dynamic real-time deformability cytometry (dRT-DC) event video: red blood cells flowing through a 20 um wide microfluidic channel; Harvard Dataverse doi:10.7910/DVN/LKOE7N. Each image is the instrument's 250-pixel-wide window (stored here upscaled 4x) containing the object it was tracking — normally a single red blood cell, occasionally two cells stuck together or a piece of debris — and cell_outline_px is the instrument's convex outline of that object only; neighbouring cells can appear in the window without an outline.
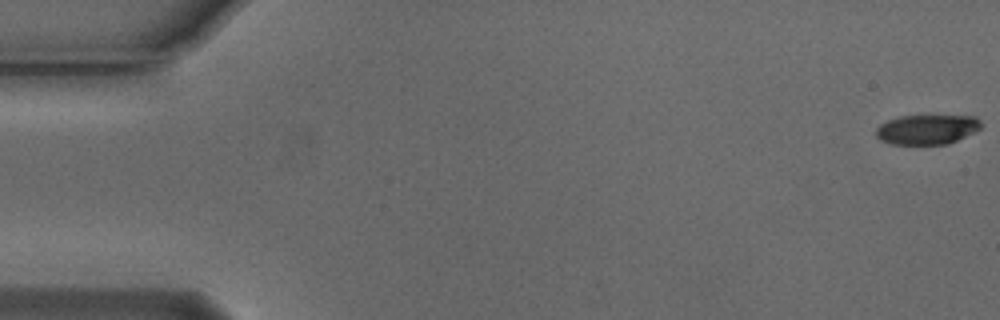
{"species": "Egyptian fruit bat (a non-hibernating species)", "species_latin": "Rousettus aegyptiacus", "temperature_condition": "cold", "stored_images_in_passage": 55, "camera_frame_rate_fps": 3000, "um_per_image_px": 0.085, "animal": {"sex": "male"}, "frame": {"image": 1, "passage_image": 1, "time_ms": 0.0, "image_size_px": [1000, 320], "cell_outline_px": [[980, 128], [948, 144], [892, 144], [880, 140], [876, 136], [876, 128], [880, 124], [888, 120], [900, 116], [976, 116], [980, 120]], "centroid_in_image_um": [78.75, 11.0], "position_along_channel_um": 6.2, "area_um2": 17.98}}
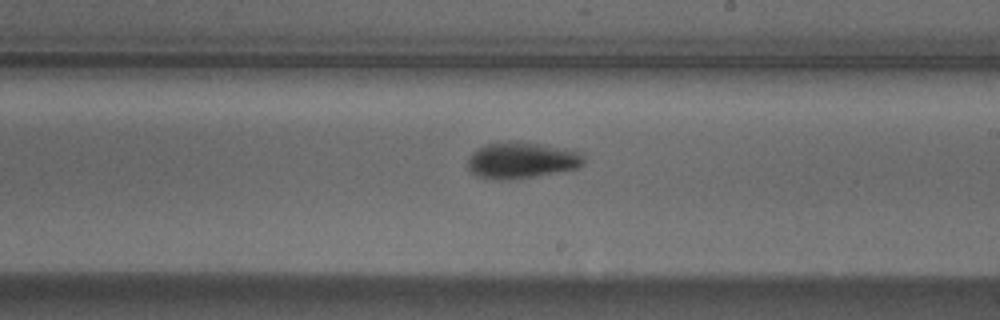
{"frame": {"image": 2, "passage_image": 32, "time_ms": 10.333, "image_size_px": [1000, 320], "cell_outline_px": [[584, 164], [576, 168], [532, 176], [480, 176], [472, 172], [468, 168], [468, 160], [472, 152], [476, 148], [484, 144], [508, 140], [540, 144], [580, 152], [584, 160]], "centroid_in_image_um": [44.33, 13.55], "position_along_channel_um": 244.7, "area_um2": 23.35}}
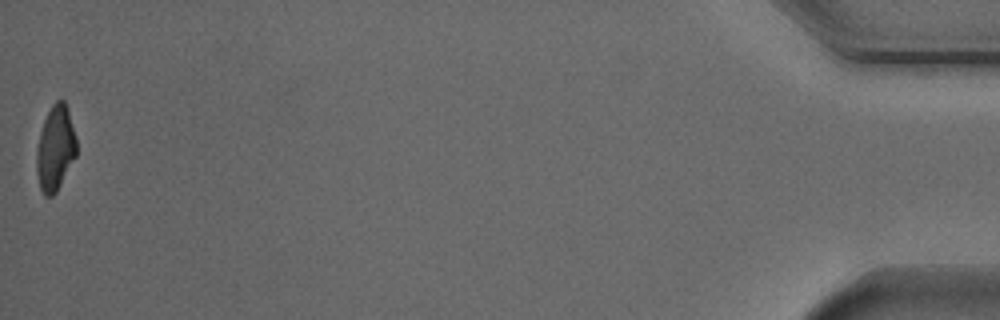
{"frame": {"image": 3, "passage_image": 55, "time_ms": 18.0, "image_size_px": [1000, 320], "cell_outline_px": [[76, 156], [56, 192], [52, 196], [44, 196], [40, 188], [36, 172], [36, 152], [40, 132], [44, 120], [52, 104], [56, 100], [64, 100], [68, 108], [76, 136]], "centroid_in_image_um": [4.7, 12.6], "position_along_channel_um": 430.5, "area_um2": 19.83}, "authors_computed_cell_mechanics": {"area_um2": 21.4438, "velocity_mm_per_s": 3.7554, "shape_relaxation_time_tau1_ms": 2.7673, "shape_relaxation_time_tau2_ms": null, "deformation_change_tau1": 0.1271, "deformation_change_tau2": null}}